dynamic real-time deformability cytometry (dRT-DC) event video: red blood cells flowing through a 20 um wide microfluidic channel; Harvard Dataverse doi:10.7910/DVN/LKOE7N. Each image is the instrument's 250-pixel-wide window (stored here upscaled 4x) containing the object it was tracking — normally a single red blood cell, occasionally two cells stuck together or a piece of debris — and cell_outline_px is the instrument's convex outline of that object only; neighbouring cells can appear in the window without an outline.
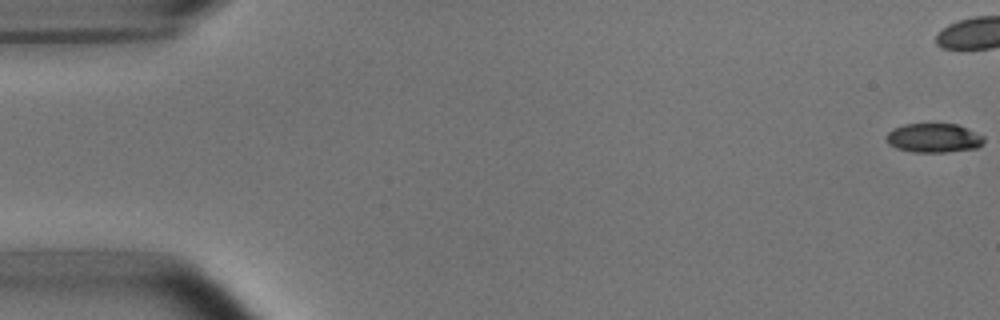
{"species": "common noctule bat (a hibernating species)", "species_latin": "Nyctalus noctula", "temperature_condition": "room temperature", "stored_images_in_passage": 13, "camera_frame_rate_fps": 3000, "um_per_image_px": 0.085, "animal": {"sex": "male", "body_mass_g": 15.6}, "frame": {"image": 1, "passage_image": 1, "time_ms": 0.0, "image_size_px": [1000, 320], "cell_outline_px": [[984, 140], [976, 148], [944, 152], [912, 152], [896, 148], [888, 144], [888, 132], [892, 128], [904, 124], [956, 124], [984, 136]], "centroid_in_image_um": [79.34, 11.73], "position_along_channel_um": 5.7, "area_um2": 16.36}}